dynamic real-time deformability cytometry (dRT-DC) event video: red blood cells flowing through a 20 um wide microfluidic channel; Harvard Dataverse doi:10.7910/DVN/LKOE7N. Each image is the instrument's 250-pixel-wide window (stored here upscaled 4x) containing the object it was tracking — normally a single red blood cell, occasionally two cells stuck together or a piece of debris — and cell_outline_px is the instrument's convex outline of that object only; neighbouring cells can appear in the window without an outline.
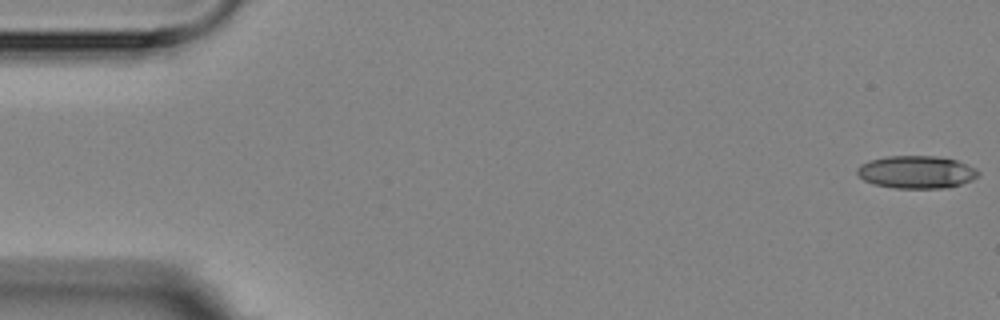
{"species": "Egyptian fruit bat (a non-hibernating species)", "species_latin": "Rousettus aegyptiacus", "temperature_condition": "room temperature", "stored_images_in_passage": 2, "camera_frame_rate_fps": 3000, "um_per_image_px": 0.085, "animal": {"sex": "female"}, "frame": {"image": 1, "passage_image": 1, "time_ms": 0.0, "image_size_px": [1000, 320], "cell_outline_px": [[980, 172], [972, 180], [948, 188], [892, 188], [872, 184], [864, 180], [856, 172], [856, 168], [860, 164], [868, 160], [884, 156], [936, 156], [956, 160], [976, 168]], "centroid_in_image_um": [77.86, 14.62], "position_along_channel_um": 7.1, "area_um2": 23.24}}